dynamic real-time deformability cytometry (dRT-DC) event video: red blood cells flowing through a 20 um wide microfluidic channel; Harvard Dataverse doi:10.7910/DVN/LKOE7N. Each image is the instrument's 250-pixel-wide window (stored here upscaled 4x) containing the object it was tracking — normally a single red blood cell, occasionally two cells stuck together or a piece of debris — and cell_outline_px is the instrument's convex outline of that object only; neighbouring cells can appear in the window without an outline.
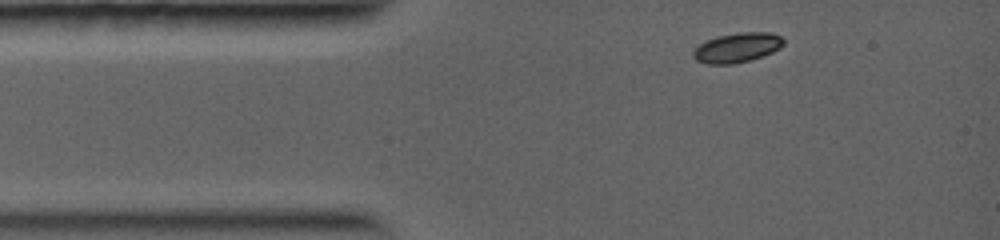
{"species": "common noctule bat (a hibernating species)", "species_latin": "Nyctalus noctula", "temperature_condition": "warm", "stored_images_in_passage": 6, "camera_frame_rate_fps": 5000, "um_per_image_px": 0.085, "animal": {"sex": "female", "body_mass_g": 19.0, "forearm_length_mm": 56.7}, "frame": {"image": 1, "passage_image": 1, "time_ms": 0.0, "image_size_px": [1000, 240], "cell_outline_px": [[784, 44], [780, 48], [772, 52], [748, 60], [732, 64], [708, 64], [696, 60], [692, 56], [692, 52], [700, 44], [716, 36], [740, 32], [772, 32], [780, 36], [784, 40]], "centroid_in_image_um": [62.66, 4.04], "position_along_channel_um": 22.3, "area_um2": 15.49}}
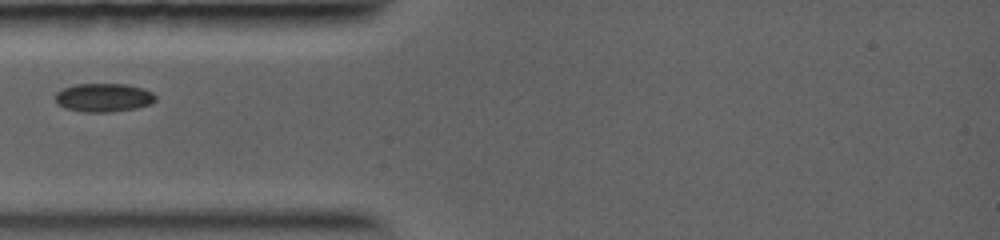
{"frame": {"image": 2, "passage_image": 4, "time_ms": 1.8, "image_size_px": [1000, 240], "cell_outline_px": [[156, 100], [148, 104], [136, 108], [108, 112], [84, 112], [64, 108], [56, 104], [56, 92], [64, 88], [76, 84], [128, 84], [152, 92], [156, 96]], "centroid_in_image_um": [8.78, 8.29], "position_along_channel_um": 76.2, "area_um2": 16.59}}
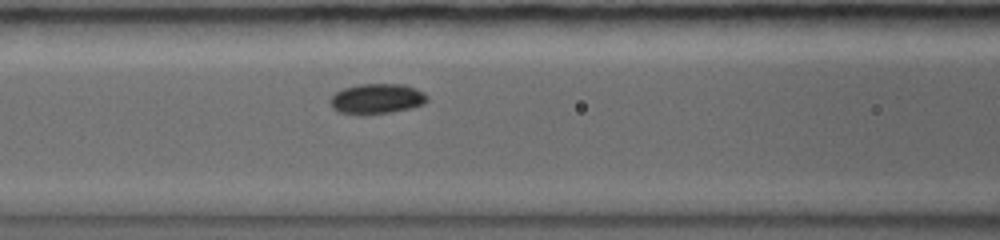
{"frame": {"image": 3, "passage_image": 6, "time_ms": 3.0, "image_size_px": [1000, 240], "cell_outline_px": [[428, 100], [424, 104], [392, 112], [364, 116], [360, 116], [336, 112], [332, 108], [328, 100], [336, 92], [344, 88], [360, 84], [404, 84], [416, 88], [424, 92], [428, 96]], "centroid_in_image_um": [31.99, 8.42], "position_along_channel_um": 134.6, "area_um2": 17.51}}